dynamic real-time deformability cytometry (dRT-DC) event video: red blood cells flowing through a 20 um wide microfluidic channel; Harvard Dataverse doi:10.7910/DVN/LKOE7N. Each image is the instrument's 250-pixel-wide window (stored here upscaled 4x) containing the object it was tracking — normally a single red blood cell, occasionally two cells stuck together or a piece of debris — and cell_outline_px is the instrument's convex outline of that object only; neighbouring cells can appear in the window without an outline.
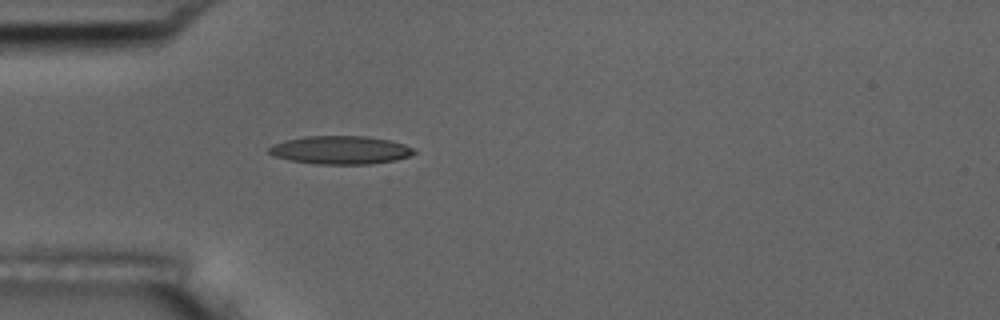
{"species": "common noctule bat (a hibernating species)", "species_latin": "Nyctalus noctula", "temperature_condition": "room temperature", "stored_images_in_passage": 1, "camera_frame_rate_fps": 3000, "um_per_image_px": 0.085, "animal": {"sex": "male", "body_mass_g": 17.5, "forearm_length_mm": 52.3}, "frame": {"image": 1, "passage_image": 1, "time_ms": 0.0, "image_size_px": [1000, 320], "cell_outline_px": [[416, 152], [408, 156], [396, 160], [372, 164], [316, 164], [292, 160], [276, 156], [268, 152], [268, 148], [272, 144], [284, 140], [304, 136], [368, 136], [392, 140], [416, 148]], "centroid_in_image_um": [28.98, 12.74], "position_along_channel_um": 56.0, "area_um2": 24.04}}